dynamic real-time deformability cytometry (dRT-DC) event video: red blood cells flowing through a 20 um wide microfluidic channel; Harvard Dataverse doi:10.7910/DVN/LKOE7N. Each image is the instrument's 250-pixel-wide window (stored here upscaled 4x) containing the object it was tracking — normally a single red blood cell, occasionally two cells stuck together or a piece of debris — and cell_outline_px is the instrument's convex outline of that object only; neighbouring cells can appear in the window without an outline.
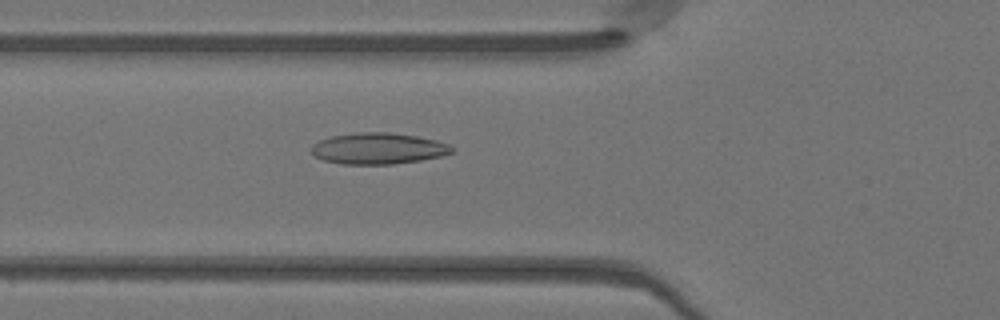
{"species": "Egyptian fruit bat (a non-hibernating species)", "species_latin": "Rousettus aegyptiacus", "temperature_condition": "warm", "stored_images_in_passage": 49, "camera_frame_rate_fps": 3000, "um_per_image_px": 0.085, "animal": {"sex": "female"}, "frame": {"image": 1, "passage_image": 18, "time_ms": 5.667, "image_size_px": [1000, 320], "cell_outline_px": [[456, 148], [452, 152], [440, 156], [420, 160], [392, 164], [340, 164], [324, 160], [316, 156], [308, 148], [312, 144], [320, 140], [332, 136], [360, 132], [388, 132], [416, 136], [436, 140], [448, 144]], "centroid_in_image_um": [32.13, 12.62], "position_along_channel_um": 93.7, "area_um2": 25.55}}
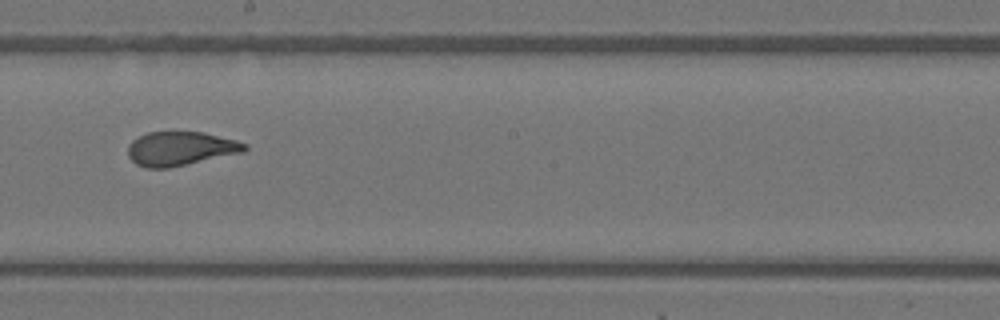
{"frame": {"image": 2, "passage_image": 28, "time_ms": 9.0, "image_size_px": [1000, 320], "cell_outline_px": [[248, 148], [244, 152], [168, 168], [144, 168], [136, 164], [128, 156], [128, 144], [132, 140], [148, 132], [204, 132], [236, 140], [248, 144]], "centroid_in_image_um": [15.34, 12.63], "position_along_channel_um": 232.9, "area_um2": 23.18}}
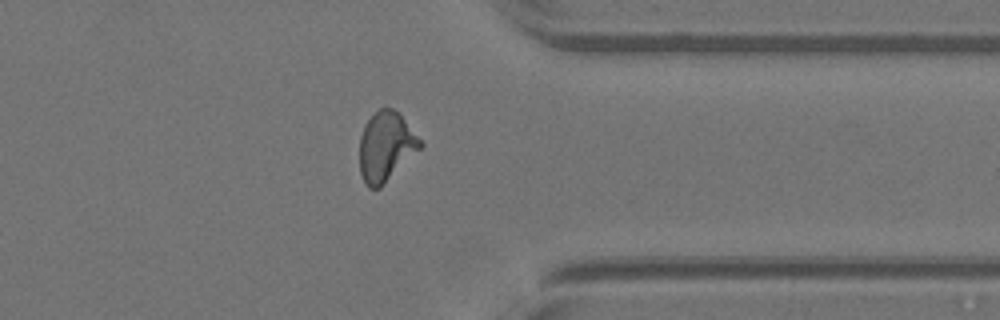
{"frame": {"image": 3, "passage_image": 39, "time_ms": 12.667, "image_size_px": [1000, 320], "cell_outline_px": [[424, 144], [380, 188], [368, 188], [360, 172], [360, 136], [364, 124], [380, 108], [392, 108], [400, 112]], "centroid_in_image_um": [32.8, 12.43], "position_along_channel_um": 378.6, "area_um2": 24.39}, "authors_computed_cell_mechanics": {"area_um2": 24.276, "velocity_mm_per_s": 4.1664, "shape_relaxation_time_tau1_ms": null, "shape_relaxation_time_tau2_ms": 0.8611, "deformation_change_tau1": null, "deformation_change_tau2": 0.0785}}